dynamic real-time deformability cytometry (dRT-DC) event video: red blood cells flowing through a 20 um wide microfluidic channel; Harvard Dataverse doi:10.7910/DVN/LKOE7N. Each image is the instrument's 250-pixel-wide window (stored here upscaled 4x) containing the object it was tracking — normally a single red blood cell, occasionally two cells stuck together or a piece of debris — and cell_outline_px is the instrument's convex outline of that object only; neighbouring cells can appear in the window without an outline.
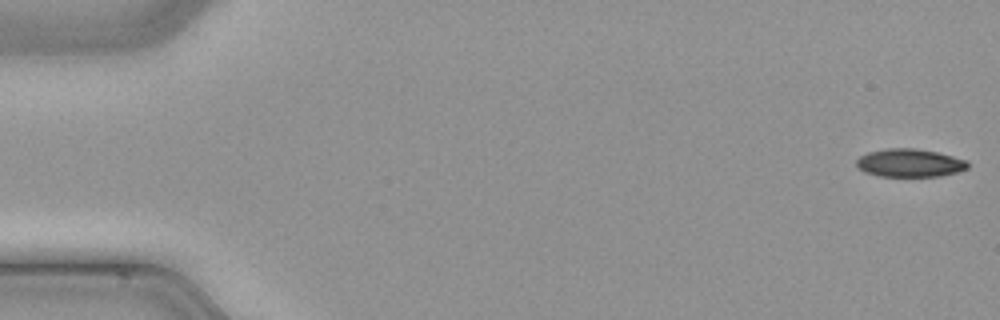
{"species": "common noctule bat (a hibernating species)", "species_latin": "Nyctalus noctula", "temperature_condition": "cold", "stored_images_in_passage": 4, "camera_frame_rate_fps": 3000, "um_per_image_px": 0.085, "animal": {"sex": "male", "body_mass_g": 21.5, "forearm_length_mm": 52.0}, "frame": {"image": 1, "passage_image": 1, "time_ms": 0.0, "image_size_px": [1000, 320], "cell_outline_px": [[968, 168], [960, 172], [940, 176], [880, 176], [864, 172], [856, 168], [856, 160], [860, 156], [868, 152], [888, 148], [916, 148], [936, 152], [968, 160]], "centroid_in_image_um": [77.32, 13.85], "position_along_channel_um": 7.7, "area_um2": 18.38}}